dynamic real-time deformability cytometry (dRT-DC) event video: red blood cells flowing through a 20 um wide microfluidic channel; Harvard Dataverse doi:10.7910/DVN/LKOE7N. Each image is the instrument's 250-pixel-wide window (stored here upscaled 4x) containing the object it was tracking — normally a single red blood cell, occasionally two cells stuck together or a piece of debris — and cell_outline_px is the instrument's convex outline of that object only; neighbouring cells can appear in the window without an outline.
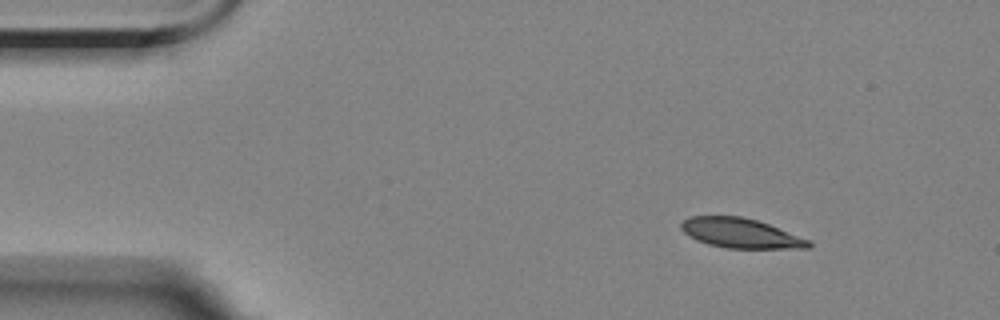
{"species": "Egyptian fruit bat (a non-hibernating species)", "species_latin": "Rousettus aegyptiacus", "temperature_condition": "room temperature", "stored_images_in_passage": 8, "camera_frame_rate_fps": 3000, "um_per_image_px": 0.085, "animal": {"sex": "female"}, "frame": {"image": 1, "passage_image": 2, "time_ms": 1.0, "image_size_px": [1000, 320], "cell_outline_px": [[812, 244], [808, 248], [728, 248], [708, 244], [696, 240], [684, 232], [680, 228], [680, 224], [688, 216], [740, 216], [756, 220], [768, 224], [812, 240]], "centroid_in_image_um": [62.96, 19.82], "position_along_channel_um": 22.0, "area_um2": 22.02}}
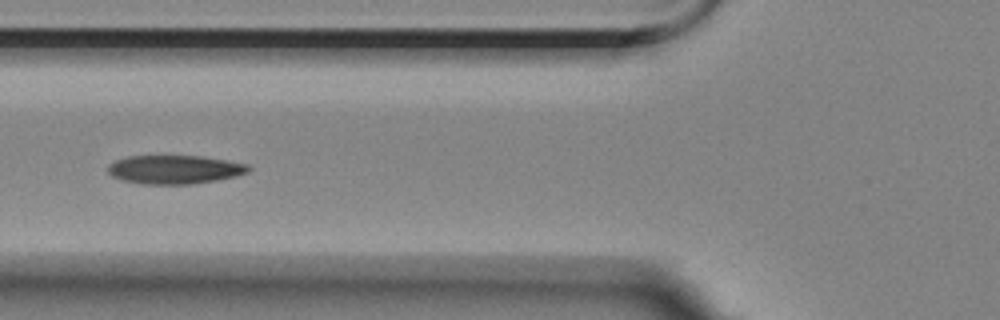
{"frame": {"image": 2, "passage_image": 6, "time_ms": 5.667, "image_size_px": [1000, 320], "cell_outline_px": [[252, 168], [248, 172], [236, 176], [216, 180], [192, 184], [140, 184], [124, 180], [112, 176], [108, 172], [108, 164], [116, 160], [128, 156], [200, 156], [248, 164]], "centroid_in_image_um": [14.84, 14.41], "position_along_channel_um": 111.0, "area_um2": 23.41}}
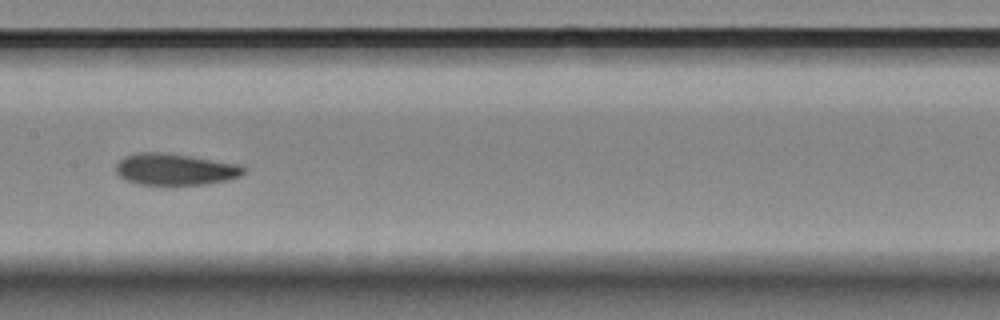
{"frame": {"image": 3, "passage_image": 8, "time_ms": 8.0, "image_size_px": [1000, 320], "cell_outline_px": [[244, 172], [240, 176], [228, 180], [204, 184], [172, 188], [140, 184], [124, 180], [116, 172], [116, 164], [124, 156], [136, 152], [160, 152], [188, 156], [236, 164], [244, 168]], "centroid_in_image_um": [14.81, 14.44], "position_along_channel_um": 192.6, "area_um2": 24.04}}